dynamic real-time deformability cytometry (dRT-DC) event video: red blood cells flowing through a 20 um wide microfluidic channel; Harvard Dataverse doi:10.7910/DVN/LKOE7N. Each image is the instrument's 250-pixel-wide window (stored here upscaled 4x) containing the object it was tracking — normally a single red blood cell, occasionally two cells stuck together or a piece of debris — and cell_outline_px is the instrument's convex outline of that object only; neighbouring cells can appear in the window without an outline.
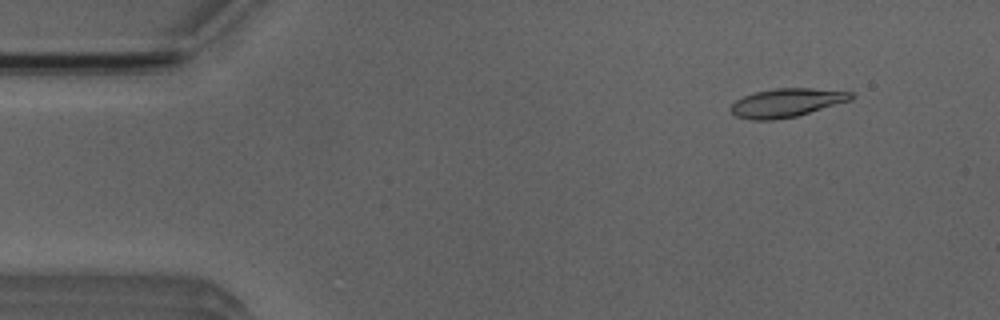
{"species": "Egyptian fruit bat (a non-hibernating species)", "species_latin": "Rousettus aegyptiacus", "temperature_condition": "room temperature", "stored_images_in_passage": 49, "camera_frame_rate_fps": 3000, "um_per_image_px": 0.085, "animal": {"sex": "male"}, "frame": {"image": 1, "passage_image": 3, "time_ms": 0.667, "image_size_px": [1000, 320], "cell_outline_px": [[856, 96], [852, 100], [796, 116], [772, 120], [752, 120], [736, 116], [732, 112], [732, 104], [736, 100], [744, 96], [756, 92], [776, 88], [808, 88], [852, 92]], "centroid_in_image_um": [66.89, 8.73], "position_along_channel_um": 18.1, "area_um2": 19.83}}
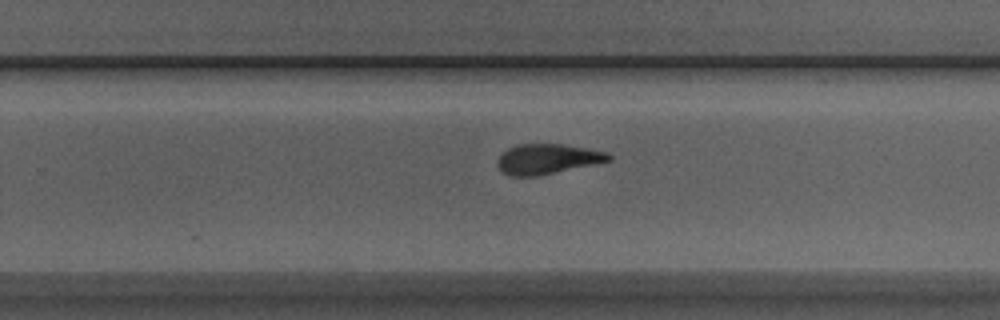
{"frame": {"image": 2, "passage_image": 30, "time_ms": 9.667, "image_size_px": [1000, 320], "cell_outline_px": [[612, 160], [536, 176], [508, 176], [496, 164], [496, 160], [508, 148], [516, 144], [564, 144], [588, 148], [608, 152], [612, 156]], "centroid_in_image_um": [46.53, 13.5], "position_along_channel_um": 283.3, "area_um2": 19.42}}
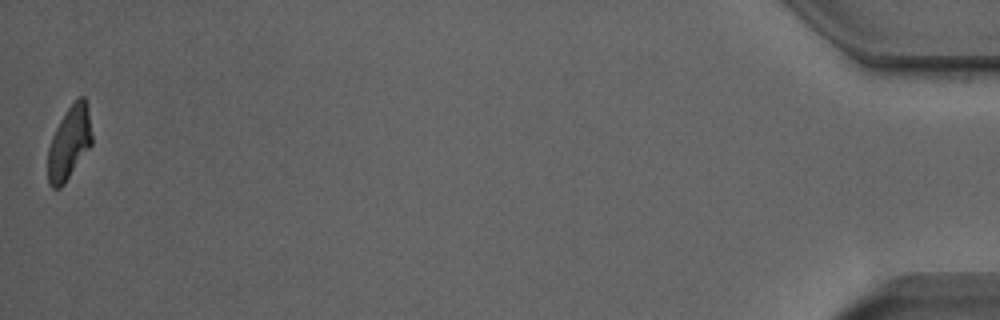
{"frame": {"image": 3, "passage_image": 49, "time_ms": 16.0, "image_size_px": [1000, 320], "cell_outline_px": [[92, 144], [64, 184], [60, 188], [52, 188], [48, 184], [48, 148], [52, 136], [64, 112], [80, 96], [84, 96], [88, 104], [92, 136]], "centroid_in_image_um": [5.89, 12.13], "position_along_channel_um": 429.3, "area_um2": 18.79}, "authors_computed_cell_mechanics": {"area_um2": 19.941, "velocity_mm_per_s": 3.929, "shape_relaxation_time_tau1_ms": 4.3292, "shape_relaxation_time_tau2_ms": 3.0181, "deformation_change_tau1": 0.1914, "deformation_change_tau2": 0.093}}